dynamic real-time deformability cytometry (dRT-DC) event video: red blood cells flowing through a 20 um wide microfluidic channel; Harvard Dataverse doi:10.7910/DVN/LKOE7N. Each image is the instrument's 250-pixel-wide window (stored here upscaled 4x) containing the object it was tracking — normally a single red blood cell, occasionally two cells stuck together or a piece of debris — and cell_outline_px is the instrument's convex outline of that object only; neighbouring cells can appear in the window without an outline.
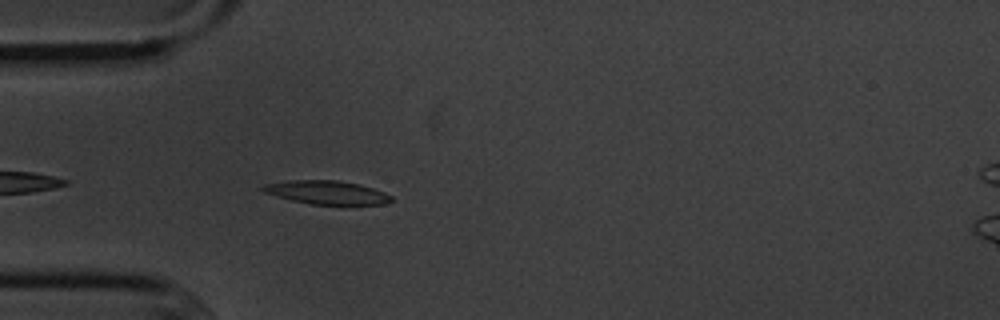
{"species": "common noctule bat (a hibernating species)", "species_latin": "Nyctalus noctula", "temperature_condition": "cold", "stored_images_in_passage": 11, "camera_frame_rate_fps": 3000, "um_per_image_px": 0.085, "animal": {"sex": "male", "body_mass_g": 20.1, "forearm_length_mm": 53.5}, "frame": {"image": 1, "passage_image": 4, "time_ms": 1.0, "image_size_px": [1000, 320], "cell_outline_px": [[392, 200], [384, 204], [312, 204], [292, 200], [276, 196], [264, 192], [260, 188], [264, 184], [288, 180], [336, 180], [360, 184], [384, 192], [392, 196]], "centroid_in_image_um": [27.75, 16.34], "position_along_channel_um": 57.2, "area_um2": 17.46}}
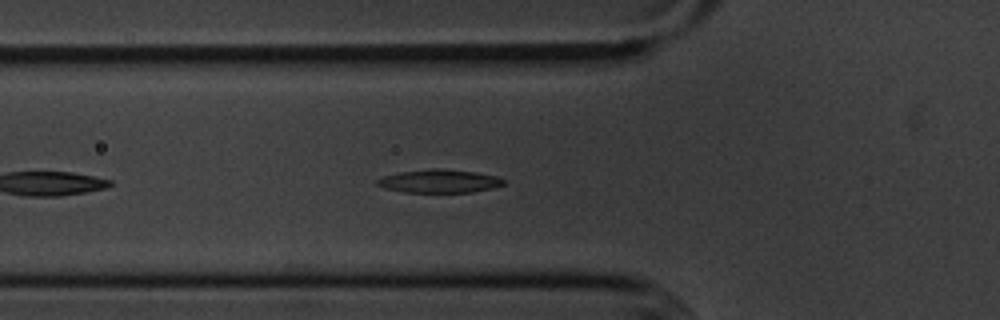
{"frame": {"image": 2, "passage_image": 7, "time_ms": 2.0, "image_size_px": [1000, 320], "cell_outline_px": [[504, 184], [492, 188], [472, 192], [404, 192], [384, 188], [376, 184], [376, 180], [384, 176], [400, 172], [432, 168], [440, 168], [476, 172], [496, 176], [504, 180]], "centroid_in_image_um": [37.33, 15.39], "position_along_channel_um": 88.5, "area_um2": 17.05}}